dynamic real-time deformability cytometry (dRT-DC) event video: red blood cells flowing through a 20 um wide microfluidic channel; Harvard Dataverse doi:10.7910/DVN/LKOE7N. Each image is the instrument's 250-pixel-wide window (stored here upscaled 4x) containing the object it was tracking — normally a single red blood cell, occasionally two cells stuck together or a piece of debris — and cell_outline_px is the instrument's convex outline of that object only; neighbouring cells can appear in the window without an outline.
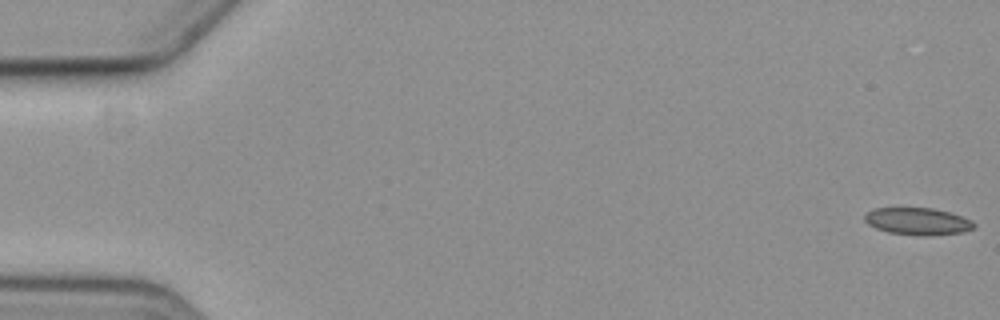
{"species": "common noctule bat (a hibernating species)", "species_latin": "Nyctalus noctula", "temperature_condition": "cold", "stored_images_in_passage": 4, "camera_frame_rate_fps": 3000, "um_per_image_px": 0.085, "animal": {"sex": "female", "body_mass_g": 19.3, "forearm_length_mm": 54.1}, "frame": {"image": 1, "passage_image": 1, "time_ms": 0.0, "image_size_px": [1000, 320], "cell_outline_px": [[976, 224], [972, 228], [964, 232], [924, 236], [888, 232], [876, 228], [868, 224], [864, 220], [864, 216], [868, 212], [876, 208], [932, 208], [948, 212], [972, 220]], "centroid_in_image_um": [78.0, 18.81], "position_along_channel_um": 7.0, "area_um2": 17.11}}